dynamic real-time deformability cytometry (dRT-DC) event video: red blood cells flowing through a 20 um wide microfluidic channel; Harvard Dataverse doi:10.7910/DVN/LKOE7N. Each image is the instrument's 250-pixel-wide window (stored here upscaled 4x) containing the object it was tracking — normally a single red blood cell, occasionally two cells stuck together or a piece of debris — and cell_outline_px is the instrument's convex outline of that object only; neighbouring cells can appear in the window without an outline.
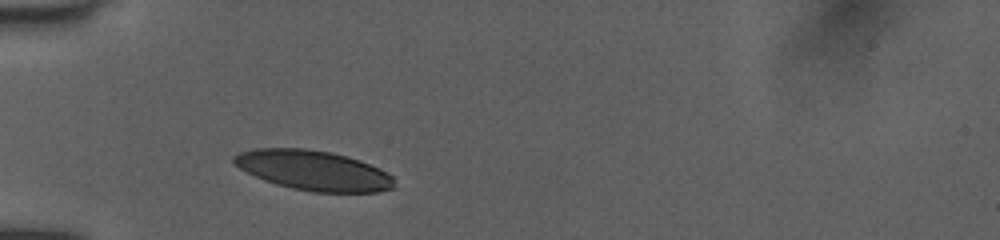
{"species": "human", "species_latin": "Homo sapiens", "temperature_condition": "room temperature", "stored_images_in_passage": 28, "camera_frame_rate_fps": 3000, "um_per_image_px": 0.085, "donor": {"sex": "female"}, "frame": {"image": 1, "passage_image": 1, "time_ms": 0.0, "image_size_px": [1000, 240], "cell_outline_px": [[396, 188], [380, 192], [312, 192], [292, 188], [276, 184], [264, 180], [232, 164], [232, 156], [240, 152], [256, 148], [304, 148], [332, 152], [360, 160], [392, 176]], "centroid_in_image_um": [26.62, 14.48], "position_along_channel_um": 58.4, "area_um2": 37.22}}
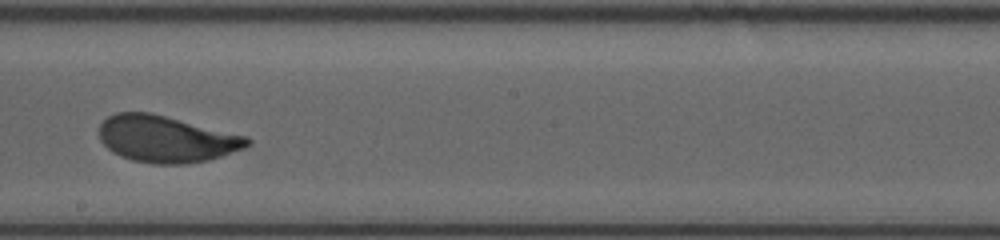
{"frame": {"image": 2, "passage_image": 15, "time_ms": 4.667, "image_size_px": [1000, 240], "cell_outline_px": [[252, 144], [244, 148], [208, 160], [188, 164], [152, 164], [132, 160], [120, 156], [112, 152], [100, 140], [100, 124], [108, 116], [116, 112], [148, 112], [248, 136], [252, 140]], "centroid_in_image_um": [14.14, 11.82], "position_along_channel_um": 234.1, "area_um2": 40.23}}
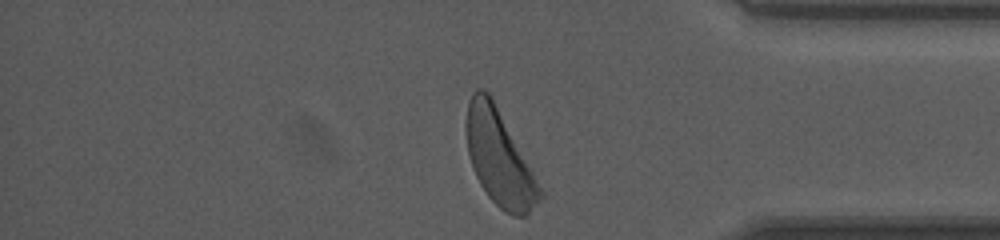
{"frame": {"image": 3, "passage_image": 28, "time_ms": 9.0, "image_size_px": [1000, 240], "cell_outline_px": [[544, 196], [528, 216], [512, 216], [504, 212], [488, 196], [480, 184], [476, 176], [468, 152], [464, 132], [464, 128], [468, 104], [472, 92], [476, 88], [484, 88], [492, 96], [532, 168], [544, 192]], "centroid_in_image_um": [42.45, 13.41], "position_along_channel_um": 392.7, "area_um2": 41.56}, "authors_computed_cell_mechanics": {"area_um2": 40.2288, "velocity_mm_per_s": 4.0068, "shape_relaxation_time_tau1_ms": 2.1041, "shape_relaxation_time_tau2_ms": 0.8559, "deformation_change_tau1": 0.1345, "deformation_change_tau2": 0.0677}}